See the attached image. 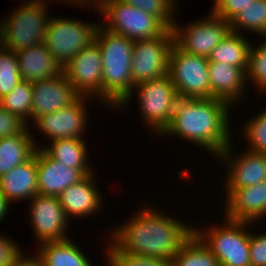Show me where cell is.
I'll list each match as a JSON object with an SVG mask.
<instances>
[{"label":"cell","mask_w":266,"mask_h":266,"mask_svg":"<svg viewBox=\"0 0 266 266\" xmlns=\"http://www.w3.org/2000/svg\"><path fill=\"white\" fill-rule=\"evenodd\" d=\"M160 212L150 206L140 209L125 224L112 229L111 240L127 253L171 261L194 228Z\"/></svg>","instance_id":"1"},{"label":"cell","mask_w":266,"mask_h":266,"mask_svg":"<svg viewBox=\"0 0 266 266\" xmlns=\"http://www.w3.org/2000/svg\"><path fill=\"white\" fill-rule=\"evenodd\" d=\"M230 103L218 98H178L169 126L161 136H178L216 156L233 142L230 135ZM229 112V114H228Z\"/></svg>","instance_id":"2"},{"label":"cell","mask_w":266,"mask_h":266,"mask_svg":"<svg viewBox=\"0 0 266 266\" xmlns=\"http://www.w3.org/2000/svg\"><path fill=\"white\" fill-rule=\"evenodd\" d=\"M94 41L102 57V104L119 109L132 100L135 86L131 75L134 41L98 26ZM122 106V107H120Z\"/></svg>","instance_id":"3"},{"label":"cell","mask_w":266,"mask_h":266,"mask_svg":"<svg viewBox=\"0 0 266 266\" xmlns=\"http://www.w3.org/2000/svg\"><path fill=\"white\" fill-rule=\"evenodd\" d=\"M7 20H1L0 35L4 48L13 52L44 43L49 24L47 1L23 0ZM47 13V15H46Z\"/></svg>","instance_id":"4"},{"label":"cell","mask_w":266,"mask_h":266,"mask_svg":"<svg viewBox=\"0 0 266 266\" xmlns=\"http://www.w3.org/2000/svg\"><path fill=\"white\" fill-rule=\"evenodd\" d=\"M224 218V224L215 223L208 231L194 227V234L214 254L220 266H251L247 227L252 223Z\"/></svg>","instance_id":"5"},{"label":"cell","mask_w":266,"mask_h":266,"mask_svg":"<svg viewBox=\"0 0 266 266\" xmlns=\"http://www.w3.org/2000/svg\"><path fill=\"white\" fill-rule=\"evenodd\" d=\"M98 11L104 16L102 27L133 41L161 36L169 29L159 18L122 0H105Z\"/></svg>","instance_id":"6"},{"label":"cell","mask_w":266,"mask_h":266,"mask_svg":"<svg viewBox=\"0 0 266 266\" xmlns=\"http://www.w3.org/2000/svg\"><path fill=\"white\" fill-rule=\"evenodd\" d=\"M100 23L89 24L78 19L51 17L44 44L54 59L64 67L82 49L94 42Z\"/></svg>","instance_id":"7"},{"label":"cell","mask_w":266,"mask_h":266,"mask_svg":"<svg viewBox=\"0 0 266 266\" xmlns=\"http://www.w3.org/2000/svg\"><path fill=\"white\" fill-rule=\"evenodd\" d=\"M138 93V104L143 121L151 131L160 136L169 126L174 113L175 102L179 98L173 81L167 74L162 78L136 84L133 91ZM153 129V130H152Z\"/></svg>","instance_id":"8"},{"label":"cell","mask_w":266,"mask_h":266,"mask_svg":"<svg viewBox=\"0 0 266 266\" xmlns=\"http://www.w3.org/2000/svg\"><path fill=\"white\" fill-rule=\"evenodd\" d=\"M208 58L180 50L175 44L169 57V73L180 98L210 99Z\"/></svg>","instance_id":"9"},{"label":"cell","mask_w":266,"mask_h":266,"mask_svg":"<svg viewBox=\"0 0 266 266\" xmlns=\"http://www.w3.org/2000/svg\"><path fill=\"white\" fill-rule=\"evenodd\" d=\"M174 45L172 29L151 39L136 40L132 49L133 83L162 78L169 73V57Z\"/></svg>","instance_id":"10"},{"label":"cell","mask_w":266,"mask_h":266,"mask_svg":"<svg viewBox=\"0 0 266 266\" xmlns=\"http://www.w3.org/2000/svg\"><path fill=\"white\" fill-rule=\"evenodd\" d=\"M180 27L177 22L172 27L174 44L183 52L206 58L231 31L230 22L212 11L208 18L198 19L185 28Z\"/></svg>","instance_id":"11"},{"label":"cell","mask_w":266,"mask_h":266,"mask_svg":"<svg viewBox=\"0 0 266 266\" xmlns=\"http://www.w3.org/2000/svg\"><path fill=\"white\" fill-rule=\"evenodd\" d=\"M102 57L94 41L76 54L64 67L63 73L80 96L101 100L102 103ZM95 95V96H94Z\"/></svg>","instance_id":"12"},{"label":"cell","mask_w":266,"mask_h":266,"mask_svg":"<svg viewBox=\"0 0 266 266\" xmlns=\"http://www.w3.org/2000/svg\"><path fill=\"white\" fill-rule=\"evenodd\" d=\"M30 201L31 225L40 244L70 238L66 233L69 219L58 197L37 194Z\"/></svg>","instance_id":"13"},{"label":"cell","mask_w":266,"mask_h":266,"mask_svg":"<svg viewBox=\"0 0 266 266\" xmlns=\"http://www.w3.org/2000/svg\"><path fill=\"white\" fill-rule=\"evenodd\" d=\"M232 147L231 142L218 156V160L225 162V169H228L224 185L227 197L237 188L266 181V154L246 149L240 156L235 157Z\"/></svg>","instance_id":"14"},{"label":"cell","mask_w":266,"mask_h":266,"mask_svg":"<svg viewBox=\"0 0 266 266\" xmlns=\"http://www.w3.org/2000/svg\"><path fill=\"white\" fill-rule=\"evenodd\" d=\"M90 97L80 96L73 104L64 107L56 112L40 116L34 121L35 128L45 134L49 139L56 140L62 138L82 139L86 130L87 103ZM86 100V102H85Z\"/></svg>","instance_id":"15"},{"label":"cell","mask_w":266,"mask_h":266,"mask_svg":"<svg viewBox=\"0 0 266 266\" xmlns=\"http://www.w3.org/2000/svg\"><path fill=\"white\" fill-rule=\"evenodd\" d=\"M38 194L58 197L69 186L93 173V169H75L52 159L41 147L36 149Z\"/></svg>","instance_id":"16"},{"label":"cell","mask_w":266,"mask_h":266,"mask_svg":"<svg viewBox=\"0 0 266 266\" xmlns=\"http://www.w3.org/2000/svg\"><path fill=\"white\" fill-rule=\"evenodd\" d=\"M32 92L31 121L68 107L80 97L64 73L58 77L33 82Z\"/></svg>","instance_id":"17"},{"label":"cell","mask_w":266,"mask_h":266,"mask_svg":"<svg viewBox=\"0 0 266 266\" xmlns=\"http://www.w3.org/2000/svg\"><path fill=\"white\" fill-rule=\"evenodd\" d=\"M225 199L224 217L254 224L266 216V181L237 188Z\"/></svg>","instance_id":"18"},{"label":"cell","mask_w":266,"mask_h":266,"mask_svg":"<svg viewBox=\"0 0 266 266\" xmlns=\"http://www.w3.org/2000/svg\"><path fill=\"white\" fill-rule=\"evenodd\" d=\"M94 173L69 186L59 196V202L67 218L89 217L102 207V195L98 191Z\"/></svg>","instance_id":"19"},{"label":"cell","mask_w":266,"mask_h":266,"mask_svg":"<svg viewBox=\"0 0 266 266\" xmlns=\"http://www.w3.org/2000/svg\"><path fill=\"white\" fill-rule=\"evenodd\" d=\"M22 80L33 83L58 77L63 67L54 59L44 43L15 52Z\"/></svg>","instance_id":"20"},{"label":"cell","mask_w":266,"mask_h":266,"mask_svg":"<svg viewBox=\"0 0 266 266\" xmlns=\"http://www.w3.org/2000/svg\"><path fill=\"white\" fill-rule=\"evenodd\" d=\"M0 193L11 204L38 194L36 152L30 160L0 176Z\"/></svg>","instance_id":"21"},{"label":"cell","mask_w":266,"mask_h":266,"mask_svg":"<svg viewBox=\"0 0 266 266\" xmlns=\"http://www.w3.org/2000/svg\"><path fill=\"white\" fill-rule=\"evenodd\" d=\"M208 73L211 98L222 99L233 105L243 97L242 93L248 81L242 68L221 62H209Z\"/></svg>","instance_id":"22"},{"label":"cell","mask_w":266,"mask_h":266,"mask_svg":"<svg viewBox=\"0 0 266 266\" xmlns=\"http://www.w3.org/2000/svg\"><path fill=\"white\" fill-rule=\"evenodd\" d=\"M28 127L22 134L0 138V176L30 160L38 146Z\"/></svg>","instance_id":"23"},{"label":"cell","mask_w":266,"mask_h":266,"mask_svg":"<svg viewBox=\"0 0 266 266\" xmlns=\"http://www.w3.org/2000/svg\"><path fill=\"white\" fill-rule=\"evenodd\" d=\"M36 254L42 266H93L70 238L39 244Z\"/></svg>","instance_id":"24"},{"label":"cell","mask_w":266,"mask_h":266,"mask_svg":"<svg viewBox=\"0 0 266 266\" xmlns=\"http://www.w3.org/2000/svg\"><path fill=\"white\" fill-rule=\"evenodd\" d=\"M242 35V33L230 31L212 50L208 61L234 65L247 72L251 43L248 42L247 37Z\"/></svg>","instance_id":"25"},{"label":"cell","mask_w":266,"mask_h":266,"mask_svg":"<svg viewBox=\"0 0 266 266\" xmlns=\"http://www.w3.org/2000/svg\"><path fill=\"white\" fill-rule=\"evenodd\" d=\"M41 146L42 149L54 160L75 169H91L89 165L88 147L83 139L62 138ZM88 156V157H87Z\"/></svg>","instance_id":"26"},{"label":"cell","mask_w":266,"mask_h":266,"mask_svg":"<svg viewBox=\"0 0 266 266\" xmlns=\"http://www.w3.org/2000/svg\"><path fill=\"white\" fill-rule=\"evenodd\" d=\"M171 266H220L214 254L193 233L170 261Z\"/></svg>","instance_id":"27"},{"label":"cell","mask_w":266,"mask_h":266,"mask_svg":"<svg viewBox=\"0 0 266 266\" xmlns=\"http://www.w3.org/2000/svg\"><path fill=\"white\" fill-rule=\"evenodd\" d=\"M231 31L241 29L266 36V0H253L241 9L230 21Z\"/></svg>","instance_id":"28"},{"label":"cell","mask_w":266,"mask_h":266,"mask_svg":"<svg viewBox=\"0 0 266 266\" xmlns=\"http://www.w3.org/2000/svg\"><path fill=\"white\" fill-rule=\"evenodd\" d=\"M32 99V83L22 80L9 94L0 99V106L28 123L32 115Z\"/></svg>","instance_id":"29"},{"label":"cell","mask_w":266,"mask_h":266,"mask_svg":"<svg viewBox=\"0 0 266 266\" xmlns=\"http://www.w3.org/2000/svg\"><path fill=\"white\" fill-rule=\"evenodd\" d=\"M111 241V242H110ZM108 241L105 260L108 266H171L170 261L160 258L134 255L121 250L112 240Z\"/></svg>","instance_id":"30"},{"label":"cell","mask_w":266,"mask_h":266,"mask_svg":"<svg viewBox=\"0 0 266 266\" xmlns=\"http://www.w3.org/2000/svg\"><path fill=\"white\" fill-rule=\"evenodd\" d=\"M22 81L16 53L0 48V99L9 94Z\"/></svg>","instance_id":"31"},{"label":"cell","mask_w":266,"mask_h":266,"mask_svg":"<svg viewBox=\"0 0 266 266\" xmlns=\"http://www.w3.org/2000/svg\"><path fill=\"white\" fill-rule=\"evenodd\" d=\"M263 40L257 48L251 44L246 79L252 81L260 92L266 93V36Z\"/></svg>","instance_id":"32"},{"label":"cell","mask_w":266,"mask_h":266,"mask_svg":"<svg viewBox=\"0 0 266 266\" xmlns=\"http://www.w3.org/2000/svg\"><path fill=\"white\" fill-rule=\"evenodd\" d=\"M126 4L141 9L159 18L169 29H172L175 19L174 13L178 9V0H122Z\"/></svg>","instance_id":"33"},{"label":"cell","mask_w":266,"mask_h":266,"mask_svg":"<svg viewBox=\"0 0 266 266\" xmlns=\"http://www.w3.org/2000/svg\"><path fill=\"white\" fill-rule=\"evenodd\" d=\"M252 119V120H251ZM244 128V138L247 139L248 150L266 154V109L264 108L257 116L251 117Z\"/></svg>","instance_id":"34"},{"label":"cell","mask_w":266,"mask_h":266,"mask_svg":"<svg viewBox=\"0 0 266 266\" xmlns=\"http://www.w3.org/2000/svg\"><path fill=\"white\" fill-rule=\"evenodd\" d=\"M28 127L24 120L0 106V138L22 134Z\"/></svg>","instance_id":"35"},{"label":"cell","mask_w":266,"mask_h":266,"mask_svg":"<svg viewBox=\"0 0 266 266\" xmlns=\"http://www.w3.org/2000/svg\"><path fill=\"white\" fill-rule=\"evenodd\" d=\"M249 257L251 266H266V234L250 233Z\"/></svg>","instance_id":"36"},{"label":"cell","mask_w":266,"mask_h":266,"mask_svg":"<svg viewBox=\"0 0 266 266\" xmlns=\"http://www.w3.org/2000/svg\"><path fill=\"white\" fill-rule=\"evenodd\" d=\"M250 3H253V0H220L212 7L211 11L215 15L230 21L241 9H244Z\"/></svg>","instance_id":"37"},{"label":"cell","mask_w":266,"mask_h":266,"mask_svg":"<svg viewBox=\"0 0 266 266\" xmlns=\"http://www.w3.org/2000/svg\"><path fill=\"white\" fill-rule=\"evenodd\" d=\"M11 240L6 235L0 236V266H10L22 251L17 242Z\"/></svg>","instance_id":"38"},{"label":"cell","mask_w":266,"mask_h":266,"mask_svg":"<svg viewBox=\"0 0 266 266\" xmlns=\"http://www.w3.org/2000/svg\"><path fill=\"white\" fill-rule=\"evenodd\" d=\"M10 266H42L40 258L35 254L34 256L28 257L21 253L13 260Z\"/></svg>","instance_id":"39"},{"label":"cell","mask_w":266,"mask_h":266,"mask_svg":"<svg viewBox=\"0 0 266 266\" xmlns=\"http://www.w3.org/2000/svg\"><path fill=\"white\" fill-rule=\"evenodd\" d=\"M54 1V0H53ZM56 1V0H55ZM59 1H61V2H64V4L66 3L67 5L69 4V5H71L72 3H73V5L74 4H76V5H78V6H81V5H84V6H87L86 4L88 3H91V6H92V4H93V6L95 7L94 9H95V12H96V10L98 9H100V6H101V4H102V1L101 0H59ZM69 2V3H68ZM97 7V8H96Z\"/></svg>","instance_id":"40"},{"label":"cell","mask_w":266,"mask_h":266,"mask_svg":"<svg viewBox=\"0 0 266 266\" xmlns=\"http://www.w3.org/2000/svg\"><path fill=\"white\" fill-rule=\"evenodd\" d=\"M11 203L0 193V222L5 219Z\"/></svg>","instance_id":"41"},{"label":"cell","mask_w":266,"mask_h":266,"mask_svg":"<svg viewBox=\"0 0 266 266\" xmlns=\"http://www.w3.org/2000/svg\"><path fill=\"white\" fill-rule=\"evenodd\" d=\"M220 0H214V6L219 2Z\"/></svg>","instance_id":"42"},{"label":"cell","mask_w":266,"mask_h":266,"mask_svg":"<svg viewBox=\"0 0 266 266\" xmlns=\"http://www.w3.org/2000/svg\"><path fill=\"white\" fill-rule=\"evenodd\" d=\"M1 46H2V43H1V35H0V48H1Z\"/></svg>","instance_id":"43"}]
</instances>
